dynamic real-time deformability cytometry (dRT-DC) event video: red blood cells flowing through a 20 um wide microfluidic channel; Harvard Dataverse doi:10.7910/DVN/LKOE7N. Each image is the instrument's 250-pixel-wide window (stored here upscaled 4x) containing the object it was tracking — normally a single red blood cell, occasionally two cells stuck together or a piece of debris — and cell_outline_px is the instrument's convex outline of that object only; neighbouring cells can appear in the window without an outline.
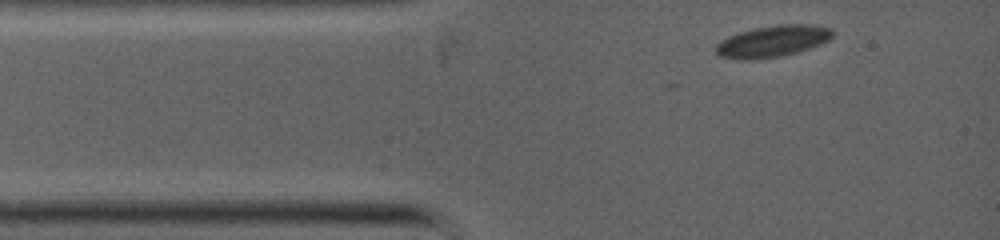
{"species": "common noctule bat (a hibernating species)", "species_latin": "Nyctalus noctula", "temperature_condition": "warm", "stored_images_in_passage": 2, "camera_frame_rate_fps": 5000, "um_per_image_px": 0.085, "animal": {"sex": "female", "body_mass_g": 19.0, "forearm_length_mm": 53.3}, "frame": {"image": 1, "passage_image": 2, "time_ms": 0.4, "image_size_px": [1000, 240], "cell_outline_px": [[832, 36], [828, 40], [820, 44], [796, 52], [780, 56], [736, 60], [720, 56], [716, 52], [716, 44], [720, 40], [728, 36], [740, 32], [756, 28], [776, 24], [812, 24], [832, 28]], "centroid_in_image_um": [65.66, 3.49], "position_along_channel_um": 19.3, "area_um2": 21.21}}